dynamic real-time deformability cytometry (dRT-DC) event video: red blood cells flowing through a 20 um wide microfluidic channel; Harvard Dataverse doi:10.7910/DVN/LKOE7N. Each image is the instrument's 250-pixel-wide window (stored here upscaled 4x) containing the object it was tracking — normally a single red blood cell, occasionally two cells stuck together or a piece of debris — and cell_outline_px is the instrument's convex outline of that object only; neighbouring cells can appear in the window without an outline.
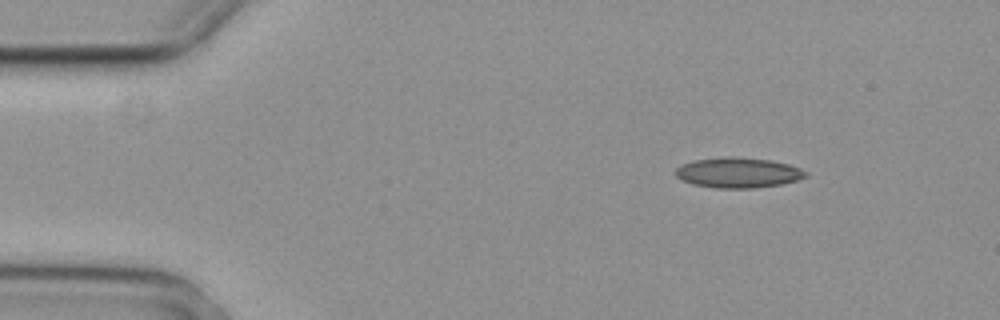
{"species": "common noctule bat (a hibernating species)", "species_latin": "Nyctalus noctula", "temperature_condition": "cold", "stored_images_in_passage": 3, "camera_frame_rate_fps": 3000, "um_per_image_px": 0.085, "animal": {"sex": "female", "body_mass_g": 29.2, "forearm_length_mm": 56.3}, "frame": {"image": 1, "passage_image": 1, "time_ms": 0.0, "image_size_px": [1000, 320], "cell_outline_px": [[808, 176], [796, 180], [780, 184], [756, 188], [716, 188], [692, 184], [680, 180], [676, 176], [676, 168], [680, 164], [692, 160], [728, 156], [732, 156], [768, 160], [788, 164], [800, 168], [808, 172]], "centroid_in_image_um": [62.7, 14.67], "position_along_channel_um": 22.3, "area_um2": 23.06}}
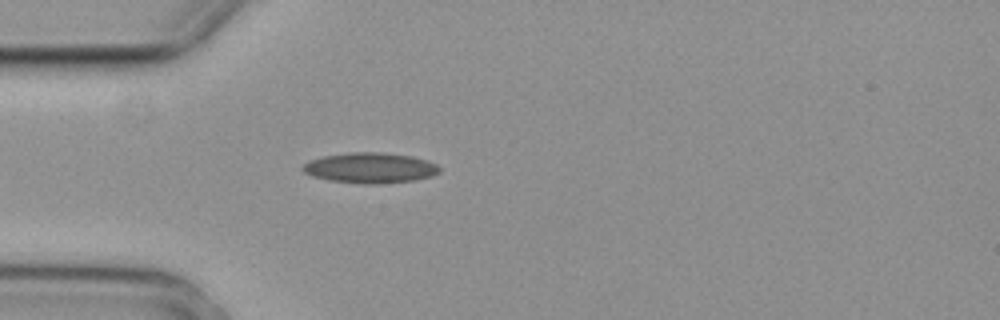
{"frame": {"image": 2, "passage_image": 3, "time_ms": 0.667, "image_size_px": [1000, 320], "cell_outline_px": [[440, 172], [432, 176], [416, 180], [380, 184], [364, 184], [332, 180], [312, 176], [304, 172], [300, 168], [304, 164], [312, 160], [324, 156], [352, 152], [376, 152], [412, 156], [428, 160], [436, 164], [440, 168]], "centroid_in_image_um": [31.51, 14.27], "position_along_channel_um": 53.5, "area_um2": 24.16}}